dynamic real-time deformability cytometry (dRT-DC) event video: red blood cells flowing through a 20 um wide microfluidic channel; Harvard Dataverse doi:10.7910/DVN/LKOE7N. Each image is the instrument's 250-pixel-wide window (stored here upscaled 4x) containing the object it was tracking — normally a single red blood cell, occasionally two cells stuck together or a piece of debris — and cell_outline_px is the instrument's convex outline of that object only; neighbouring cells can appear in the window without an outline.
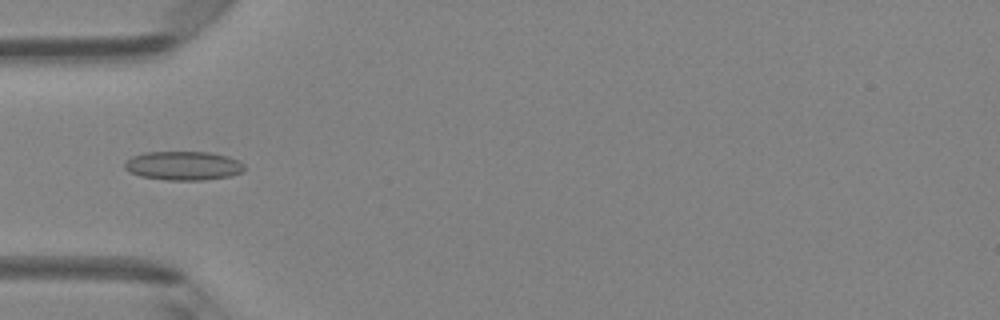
{"species": "Egyptian fruit bat (a non-hibernating species)", "species_latin": "Rousettus aegyptiacus", "temperature_condition": "room temperature", "stored_images_in_passage": 5, "camera_frame_rate_fps": 3000, "um_per_image_px": 0.085, "animal": {"sex": "female"}, "frame": {"image": 1, "passage_image": 4, "time_ms": 1.0, "image_size_px": [1000, 320], "cell_outline_px": [[244, 172], [232, 176], [200, 180], [168, 180], [140, 176], [128, 172], [124, 168], [124, 164], [132, 156], [144, 152], [212, 152], [228, 156], [240, 160], [244, 164]], "centroid_in_image_um": [15.61, 14.08], "position_along_channel_um": 69.4, "area_um2": 20.4}}
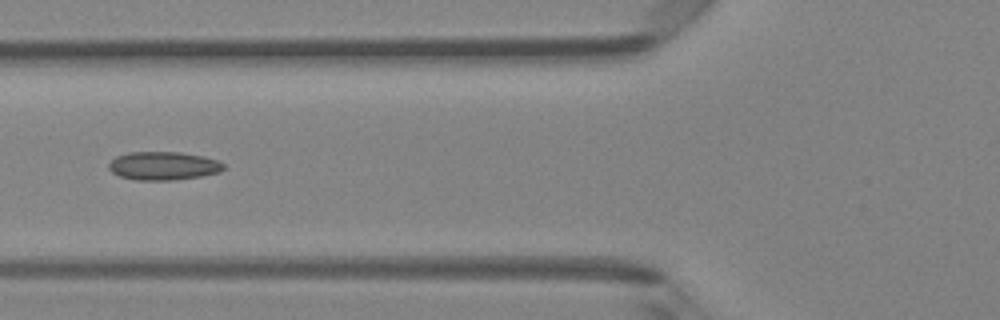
{"frame": {"image": 2, "passage_image": 5, "time_ms": 1.333, "image_size_px": [1000, 320], "cell_outline_px": [[224, 168], [220, 172], [200, 176], [172, 180], [136, 180], [120, 176], [112, 172], [108, 168], [108, 164], [116, 156], [128, 152], [180, 152], [204, 156], [216, 160], [224, 164]], "centroid_in_image_um": [13.87, 14.09], "position_along_channel_um": 111.9, "area_um2": 18.96}}